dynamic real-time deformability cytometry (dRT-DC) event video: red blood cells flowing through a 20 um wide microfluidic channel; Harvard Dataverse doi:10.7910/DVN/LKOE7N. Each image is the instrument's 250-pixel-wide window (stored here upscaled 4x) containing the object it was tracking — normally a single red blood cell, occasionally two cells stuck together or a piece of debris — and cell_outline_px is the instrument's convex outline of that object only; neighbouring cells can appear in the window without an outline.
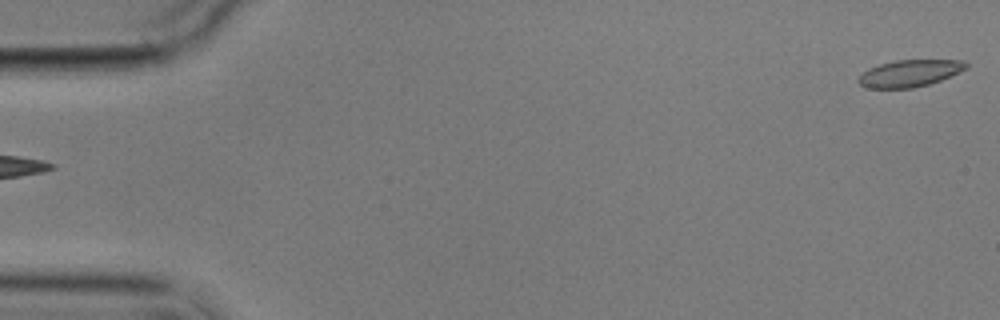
{"species": "common noctule bat (a hibernating species)", "species_latin": "Nyctalus noctula", "temperature_condition": "cold", "stored_images_in_passage": 2, "segment_of_instrument_passage": [2, 2], "camera_frame_rate_fps": 3000, "um_per_image_px": 0.085, "animal": {"sex": "male", "body_mass_g": 17.9}, "frame": {"image": 1, "passage_image": 2, "time_ms": 1.333, "image_size_px": [1000, 320], "cell_outline_px": [[968, 68], [940, 80], [928, 84], [912, 88], [864, 88], [856, 80], [868, 68], [880, 64], [896, 60], [964, 60], [968, 64]], "centroid_in_image_um": [77.31, 6.23], "position_along_channel_um": 7.7, "area_um2": 16.82}}